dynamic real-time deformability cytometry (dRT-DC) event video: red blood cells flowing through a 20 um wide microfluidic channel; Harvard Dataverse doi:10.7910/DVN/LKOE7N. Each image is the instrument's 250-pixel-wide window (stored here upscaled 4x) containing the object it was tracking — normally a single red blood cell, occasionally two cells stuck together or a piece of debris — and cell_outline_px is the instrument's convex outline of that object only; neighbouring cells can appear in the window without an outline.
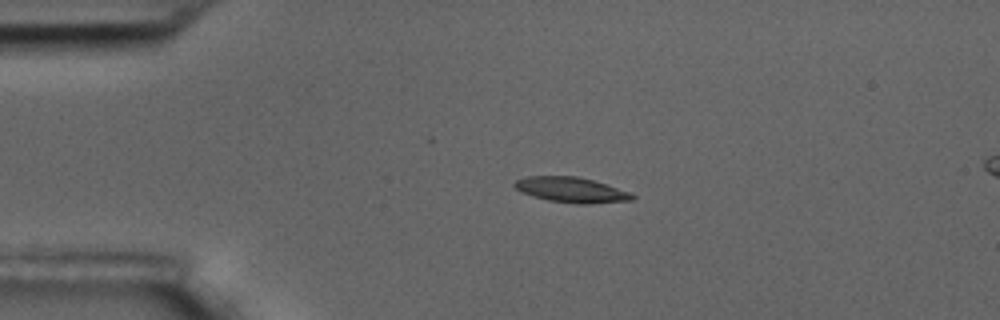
{"species": "common noctule bat (a hibernating species)", "species_latin": "Nyctalus noctula", "temperature_condition": "room temperature", "stored_images_in_passage": 4, "segment_of_instrument_passage": [1, 2], "camera_frame_rate_fps": 3000, "um_per_image_px": 0.085, "animal": {"sex": "male", "body_mass_g": 17.5, "forearm_length_mm": 52.3}, "frame": {"image": 1, "passage_image": 2, "time_ms": 0.333, "image_size_px": [1000, 320], "cell_outline_px": [[636, 196], [632, 200], [588, 204], [580, 204], [548, 200], [532, 196], [520, 192], [512, 184], [516, 180], [528, 176], [576, 176], [592, 180], [632, 192]], "centroid_in_image_um": [48.56, 16.14], "position_along_channel_um": 36.4, "area_um2": 17.34}}